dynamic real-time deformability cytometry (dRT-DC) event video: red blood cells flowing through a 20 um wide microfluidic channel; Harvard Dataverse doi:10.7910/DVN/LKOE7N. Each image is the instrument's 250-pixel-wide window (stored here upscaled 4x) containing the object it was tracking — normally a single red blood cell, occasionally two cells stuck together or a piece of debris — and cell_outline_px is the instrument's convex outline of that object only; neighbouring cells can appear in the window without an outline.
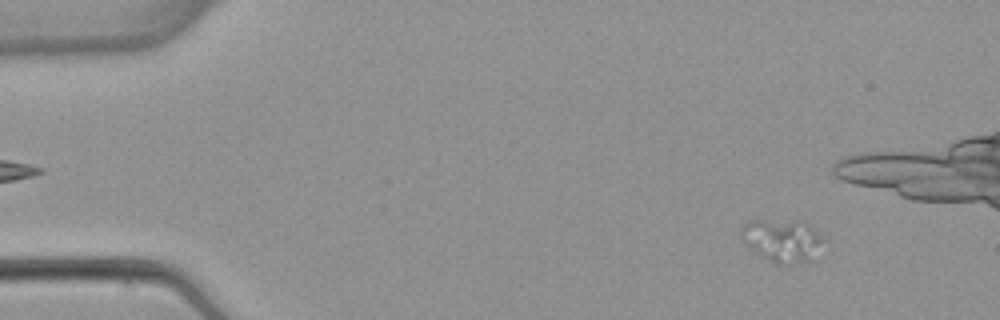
{"species": "common noctule bat (a hibernating species)", "species_latin": "Nyctalus noctula", "temperature_condition": "warm", "stored_images_in_passage": 8, "camera_frame_rate_fps": 3000, "um_per_image_px": 0.085, "animal": {"sex": "female", "body_mass_g": 22.7, "forearm_length_mm": 54.2}, "frame": {"image": 1, "passage_image": 1, "time_ms": 0.0, "image_size_px": [1000, 320], "cell_outline_px": [[828, 240], [820, 260], [780, 264], [776, 264], [760, 256], [740, 236], [740, 228], [744, 224], [752, 220], [804, 220]], "centroid_in_image_um": [66.66, 20.45], "position_along_channel_um": 18.3, "area_um2": 21.5}}
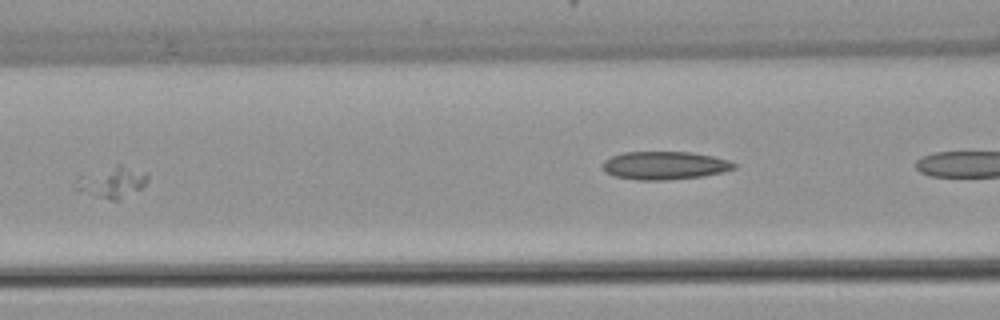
{"frame": {"image": 2, "passage_image": 6, "time_ms": 6.333, "image_size_px": [1000, 320], "cell_outline_px": [[148, 180], [140, 188], [116, 200], [112, 200], [96, 196], [72, 188], [116, 164], [120, 164], [148, 172]], "centroid_in_image_um": [9.73, 15.5], "position_along_channel_um": 156.9, "area_um2": 11.56}}
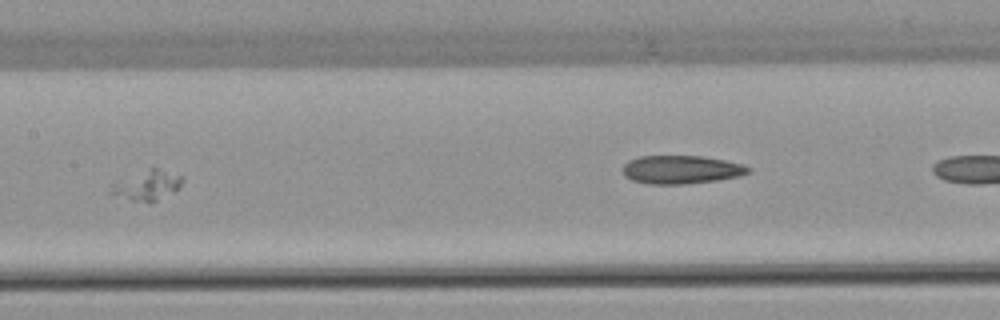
{"frame": {"image": 3, "passage_image": 7, "time_ms": 7.333, "image_size_px": [1000, 320], "cell_outline_px": [[184, 180], [180, 188], [152, 204], [132, 200], [112, 192], [112, 184], [152, 168], [156, 168], [184, 176]], "centroid_in_image_um": [12.64, 15.78], "position_along_channel_um": 194.8, "area_um2": 11.96}}